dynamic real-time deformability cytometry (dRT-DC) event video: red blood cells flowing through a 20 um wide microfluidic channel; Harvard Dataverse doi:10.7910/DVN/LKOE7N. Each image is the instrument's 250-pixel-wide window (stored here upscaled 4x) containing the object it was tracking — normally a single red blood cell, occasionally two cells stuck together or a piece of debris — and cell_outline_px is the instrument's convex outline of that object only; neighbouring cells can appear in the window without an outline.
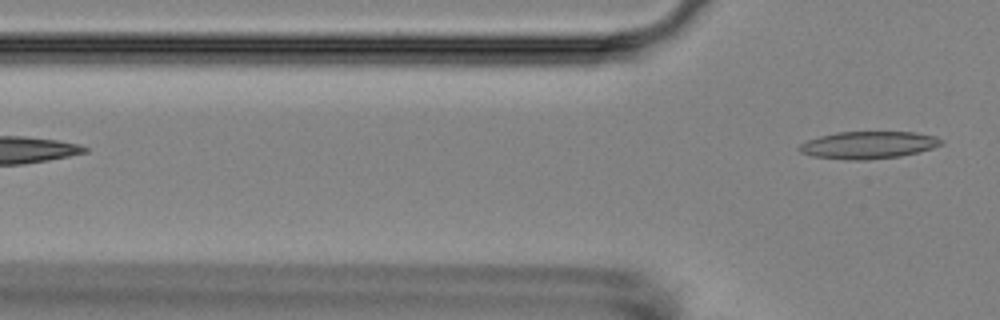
{"species": "Egyptian fruit bat (a non-hibernating species)", "species_latin": "Rousettus aegyptiacus", "temperature_condition": "room temperature", "stored_images_in_passage": 6, "camera_frame_rate_fps": 3000, "um_per_image_px": 0.085, "animal": {"sex": "female"}, "frame": {"image": 1, "passage_image": 6, "time_ms": 7.0, "image_size_px": [1000, 320], "cell_outline_px": [[944, 140], [940, 144], [932, 148], [900, 156], [868, 160], [848, 160], [812, 156], [800, 152], [796, 148], [800, 144], [808, 140], [820, 136], [836, 132], [916, 132], [936, 136]], "centroid_in_image_um": [73.78, 12.32], "position_along_channel_um": 52.0, "area_um2": 22.6}}